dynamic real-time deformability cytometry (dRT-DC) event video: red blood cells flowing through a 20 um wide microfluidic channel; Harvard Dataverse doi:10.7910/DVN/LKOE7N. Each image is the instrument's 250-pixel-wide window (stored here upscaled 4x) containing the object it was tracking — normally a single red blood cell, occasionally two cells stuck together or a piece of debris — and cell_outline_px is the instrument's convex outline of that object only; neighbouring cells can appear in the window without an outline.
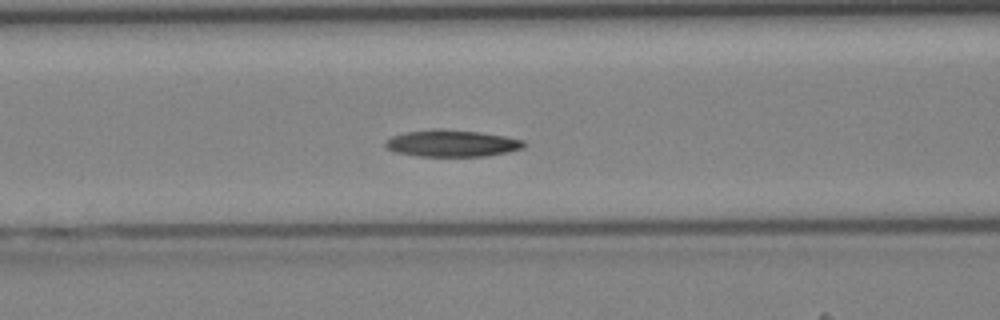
{"species": "Egyptian fruit bat (a non-hibernating species)", "species_latin": "Rousettus aegyptiacus", "temperature_condition": "cold", "stored_images_in_passage": 40, "camera_frame_rate_fps": 3000, "um_per_image_px": 0.085, "animal": {"sex": "female"}, "frame": {"image": 1, "passage_image": 16, "time_ms": 5.0, "image_size_px": [1000, 320], "cell_outline_px": [[528, 144], [524, 148], [508, 152], [488, 156], [416, 156], [392, 152], [384, 144], [384, 140], [392, 136], [404, 132], [436, 128], [440, 128], [480, 132], [504, 136], [524, 140]], "centroid_in_image_um": [38.4, 12.18], "position_along_channel_um": 128.2, "area_um2": 22.02}}
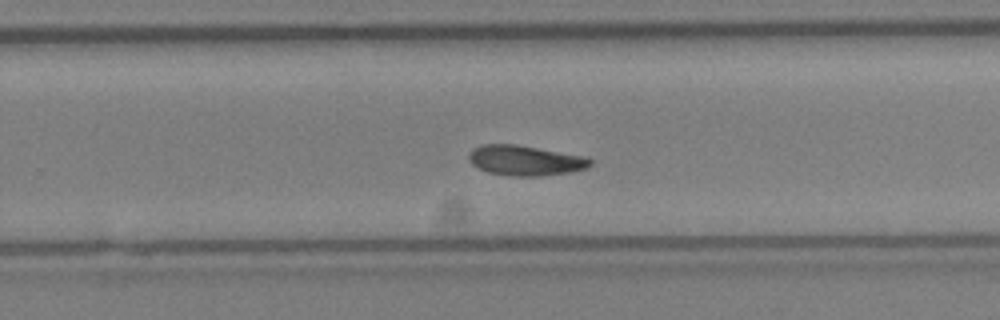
{"frame": {"image": 2, "passage_image": 26, "time_ms": 8.333, "image_size_px": [1000, 320], "cell_outline_px": [[592, 164], [588, 168], [568, 172], [540, 176], [512, 176], [488, 172], [476, 168], [468, 160], [468, 152], [472, 148], [480, 144], [516, 144], [588, 156], [592, 160]], "centroid_in_image_um": [44.63, 13.62], "position_along_channel_um": 285.2, "area_um2": 21.73}}
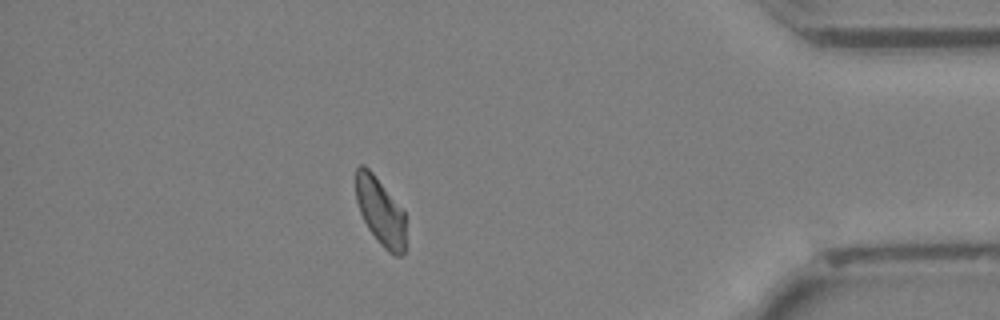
{"frame": {"image": 3, "passage_image": 36, "time_ms": 11.667, "image_size_px": [1000, 320], "cell_outline_px": [[404, 252], [400, 256], [396, 256], [388, 252], [380, 244], [368, 228], [360, 212], [356, 200], [356, 168], [360, 164], [364, 164], [372, 172], [404, 208]], "centroid_in_image_um": [32.33, 17.95], "position_along_channel_um": 402.9, "area_um2": 19.71}}